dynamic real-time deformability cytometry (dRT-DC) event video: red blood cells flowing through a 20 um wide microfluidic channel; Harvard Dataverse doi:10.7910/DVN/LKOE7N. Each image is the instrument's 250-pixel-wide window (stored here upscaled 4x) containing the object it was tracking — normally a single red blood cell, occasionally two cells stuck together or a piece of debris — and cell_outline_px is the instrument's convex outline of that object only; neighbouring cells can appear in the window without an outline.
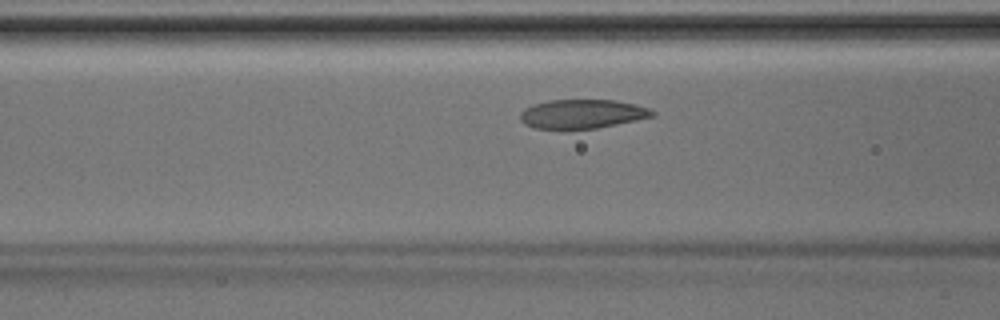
{"species": "Egyptian fruit bat (a non-hibernating species)", "species_latin": "Rousettus aegyptiacus", "temperature_condition": "room temperature", "stored_images_in_passage": 37, "camera_frame_rate_fps": 3000, "um_per_image_px": 0.085, "animal": {"sex": "male"}, "frame": {"image": 1, "passage_image": 10, "time_ms": 3.0, "image_size_px": [1000, 320], "cell_outline_px": [[656, 116], [596, 128], [536, 128], [524, 124], [520, 120], [520, 112], [524, 108], [532, 104], [548, 100], [616, 100], [636, 104], [652, 108], [656, 112]], "centroid_in_image_um": [49.52, 9.66], "position_along_channel_um": 117.1, "area_um2": 22.43}}
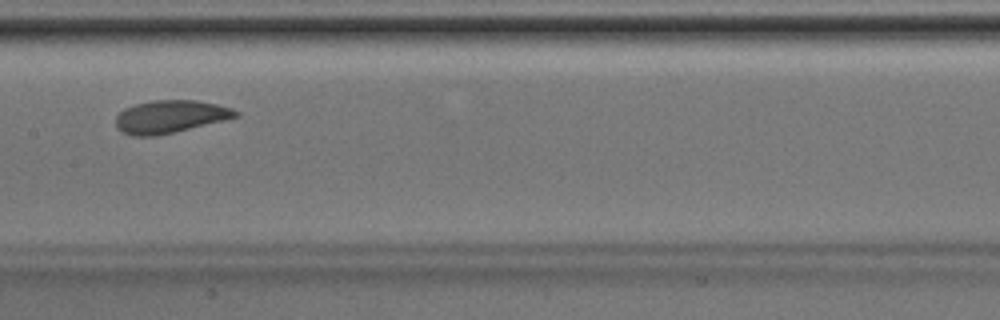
{"frame": {"image": 2, "passage_image": 15, "time_ms": 4.667, "image_size_px": [1000, 320], "cell_outline_px": [[240, 116], [224, 120], [156, 136], [132, 136], [120, 132], [116, 128], [116, 116], [124, 108], [136, 104], [152, 100], [196, 100], [216, 104], [232, 108], [240, 112]], "centroid_in_image_um": [14.44, 9.91], "position_along_channel_um": 193.0, "area_um2": 22.89}}
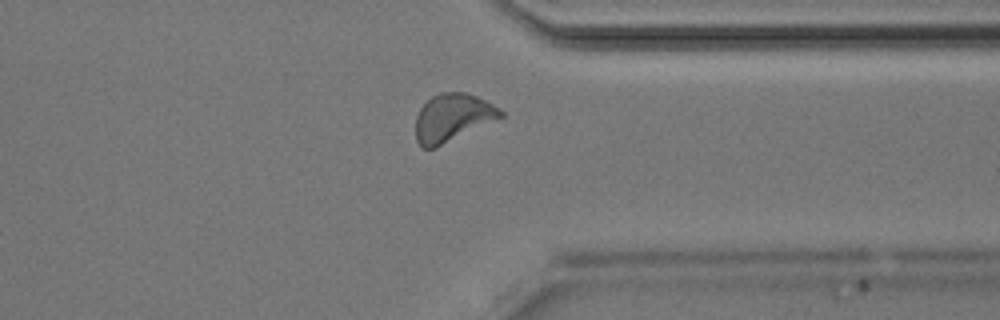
{"frame": {"image": 3, "passage_image": 27, "time_ms": 8.667, "image_size_px": [1000, 320], "cell_outline_px": [[504, 116], [436, 148], [424, 148], [416, 140], [416, 116], [420, 108], [432, 96], [440, 92], [464, 92], [476, 96], [500, 108], [504, 112]], "centroid_in_image_um": [38.46, 10.0], "position_along_channel_um": 372.9, "area_um2": 23.52}}